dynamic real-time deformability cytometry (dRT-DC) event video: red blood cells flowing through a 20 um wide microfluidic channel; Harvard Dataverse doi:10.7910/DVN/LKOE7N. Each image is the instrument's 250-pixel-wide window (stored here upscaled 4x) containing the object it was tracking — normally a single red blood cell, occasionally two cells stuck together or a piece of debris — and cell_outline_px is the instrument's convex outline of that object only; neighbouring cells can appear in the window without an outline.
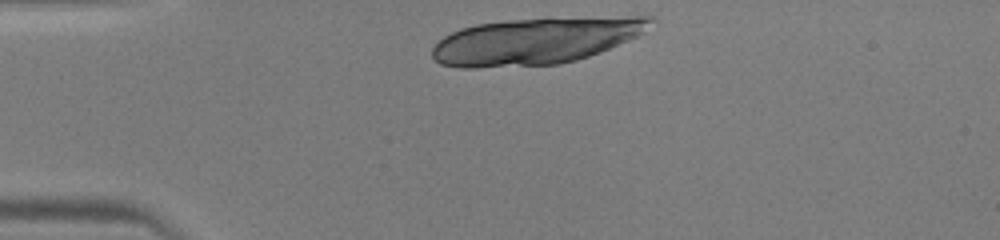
{"species": "human", "species_latin": "Homo sapiens", "temperature_condition": "warm", "stored_images_in_passage": 28, "camera_frame_rate_fps": 3000, "um_per_image_px": 0.085, "donor": {"sex": "male"}, "frame": {"image": 1, "passage_image": 1, "time_ms": 0.0, "image_size_px": [1000, 240], "cell_outline_px": [[656, 20], [644, 32], [628, 40], [600, 52], [576, 60], [560, 64], [476, 68], [460, 68], [440, 64], [432, 56], [432, 48], [444, 36], [460, 28], [476, 24], [508, 20], [548, 16], [652, 16]], "centroid_in_image_um": [45.56, 3.44], "position_along_channel_um": 39.4, "area_um2": 60.34}}